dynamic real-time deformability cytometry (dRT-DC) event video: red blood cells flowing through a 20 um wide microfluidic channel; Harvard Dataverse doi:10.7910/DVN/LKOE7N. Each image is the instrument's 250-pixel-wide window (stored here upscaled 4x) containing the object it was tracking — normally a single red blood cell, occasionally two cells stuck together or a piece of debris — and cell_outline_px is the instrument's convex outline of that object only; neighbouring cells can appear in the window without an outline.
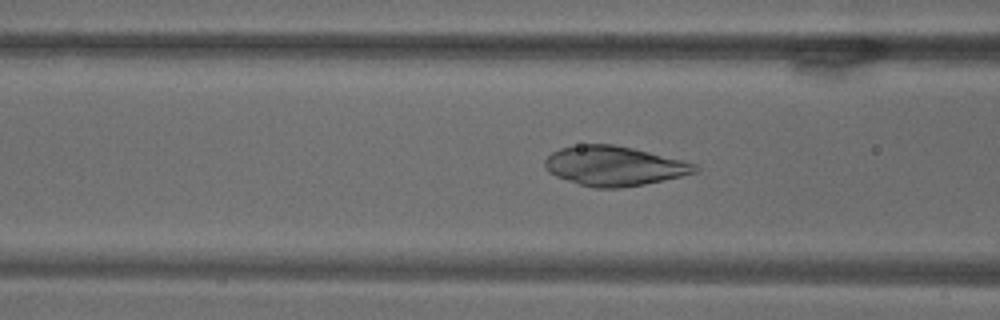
{"species": "common noctule bat (a hibernating species)", "species_latin": "Nyctalus noctula", "temperature_condition": "warm", "stored_images_in_passage": 53, "camera_frame_rate_fps": 3000, "um_per_image_px": 0.085, "animal": {"sex": "male", "body_mass_g": 18.8}, "frame": {"image": 1, "passage_image": 10, "time_ms": 3.0, "image_size_px": [1000, 320], "cell_outline_px": [[700, 168], [696, 172], [680, 176], [644, 184], [620, 188], [596, 188], [580, 184], [556, 176], [548, 172], [544, 168], [544, 160], [552, 152], [560, 148], [580, 144], [612, 144], [632, 148], [696, 164]], "centroid_in_image_um": [52.15, 14.1], "position_along_channel_um": 114.4, "area_um2": 34.28}}
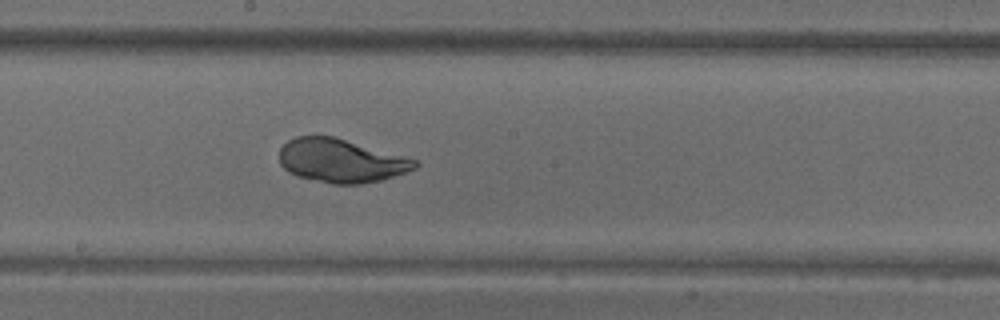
{"frame": {"image": 2, "passage_image": 21, "time_ms": 6.667, "image_size_px": [1000, 320], "cell_outline_px": [[420, 164], [416, 168], [380, 180], [360, 184], [332, 184], [296, 176], [288, 172], [280, 164], [280, 148], [288, 140], [296, 136], [332, 136], [416, 160]], "centroid_in_image_um": [28.93, 13.67], "position_along_channel_um": 219.3, "area_um2": 33.99}}
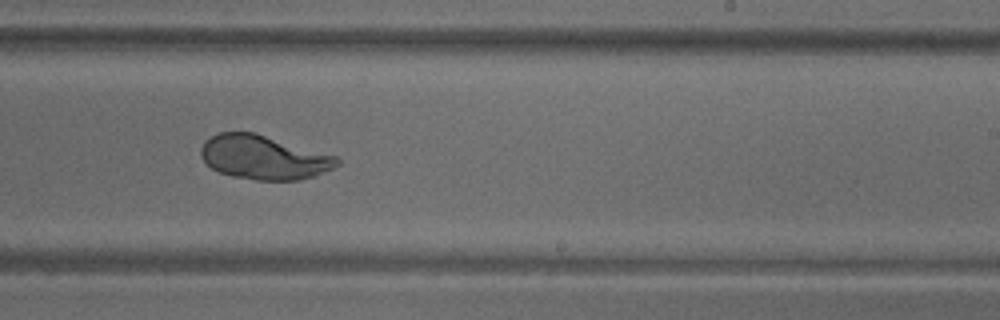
{"frame": {"image": 3, "passage_image": 26, "time_ms": 8.333, "image_size_px": [1000, 320], "cell_outline_px": [[340, 164], [316, 176], [300, 180], [256, 180], [232, 176], [220, 172], [212, 168], [200, 156], [200, 148], [204, 140], [220, 132], [252, 132], [336, 156], [340, 160]], "centroid_in_image_um": [22.4, 13.39], "position_along_channel_um": 266.6, "area_um2": 34.74}}